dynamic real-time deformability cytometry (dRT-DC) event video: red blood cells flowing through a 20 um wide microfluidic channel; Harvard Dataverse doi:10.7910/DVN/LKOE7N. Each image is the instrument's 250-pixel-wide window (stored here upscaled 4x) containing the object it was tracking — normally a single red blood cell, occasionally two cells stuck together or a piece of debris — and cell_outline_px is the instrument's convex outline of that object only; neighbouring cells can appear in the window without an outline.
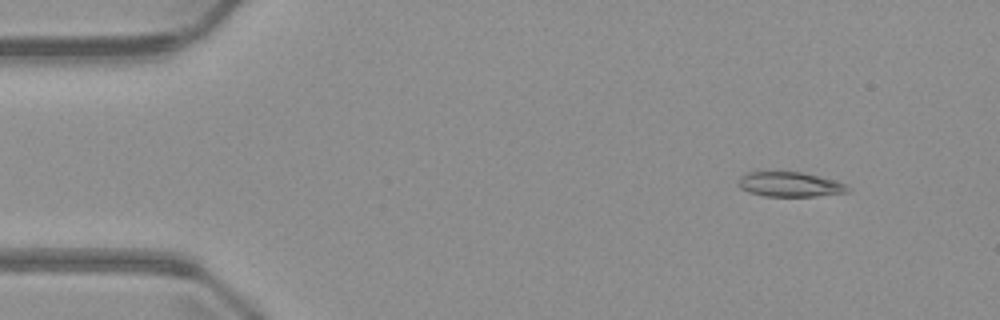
{"species": "common noctule bat (a hibernating species)", "species_latin": "Nyctalus noctula", "temperature_condition": "warm", "stored_images_in_passage": 5, "camera_frame_rate_fps": 3000, "um_per_image_px": 0.085, "animal": {"sex": "male", "body_mass_g": 23.1, "forearm_length_mm": 52.7}, "frame": {"image": 1, "passage_image": 2, "time_ms": 1.0, "image_size_px": [1000, 320], "cell_outline_px": [[852, 188], [848, 192], [816, 196], [764, 196], [748, 192], [740, 188], [740, 176], [748, 172], [800, 172], [836, 180]], "centroid_in_image_um": [67.16, 15.68], "position_along_channel_um": 17.8, "area_um2": 15.66}}
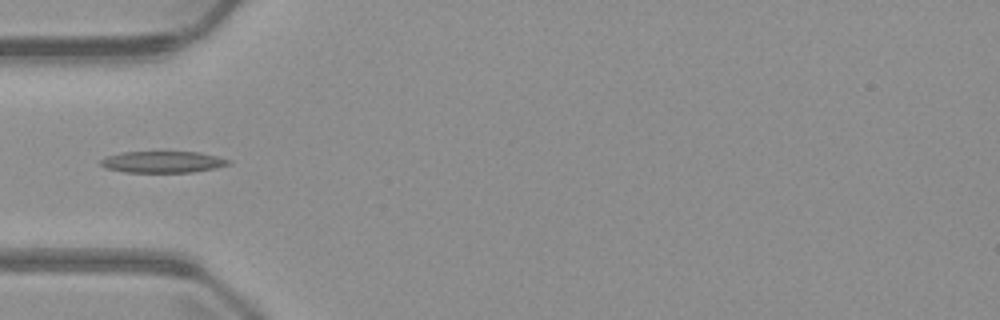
{"frame": {"image": 2, "passage_image": 5, "time_ms": 4.667, "image_size_px": [1000, 320], "cell_outline_px": [[232, 164], [216, 168], [192, 172], [124, 172], [104, 168], [100, 164], [100, 160], [104, 156], [124, 152], [200, 152], [232, 160]], "centroid_in_image_um": [13.84, 13.76], "position_along_channel_um": 71.2, "area_um2": 16.18}}